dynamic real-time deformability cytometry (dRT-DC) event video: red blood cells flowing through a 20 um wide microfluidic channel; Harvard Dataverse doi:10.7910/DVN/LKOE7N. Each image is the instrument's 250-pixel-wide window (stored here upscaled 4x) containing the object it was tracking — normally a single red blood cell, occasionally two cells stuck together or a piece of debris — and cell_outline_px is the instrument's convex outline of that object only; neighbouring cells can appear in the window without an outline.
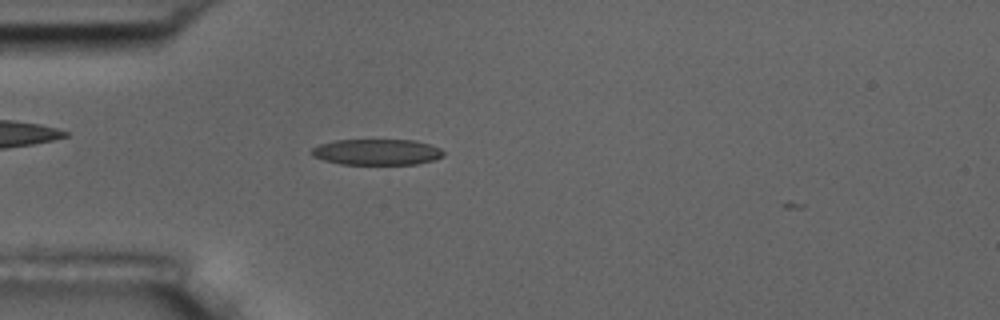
{"species": "common noctule bat (a hibernating species)", "species_latin": "Nyctalus noctula", "temperature_condition": "room temperature", "stored_images_in_passage": 37, "camera_frame_rate_fps": 3000, "um_per_image_px": 0.085, "animal": {"sex": "male", "body_mass_g": 17.5, "forearm_length_mm": 52.3}, "frame": {"image": 1, "passage_image": 1, "time_ms": 0.0, "image_size_px": [1000, 320], "cell_outline_px": [[444, 156], [432, 160], [416, 164], [340, 164], [324, 160], [312, 156], [308, 152], [312, 148], [320, 144], [336, 140], [412, 140], [428, 144], [440, 148], [444, 152]], "centroid_in_image_um": [31.99, 12.92], "position_along_channel_um": 53.0, "area_um2": 19.88}}
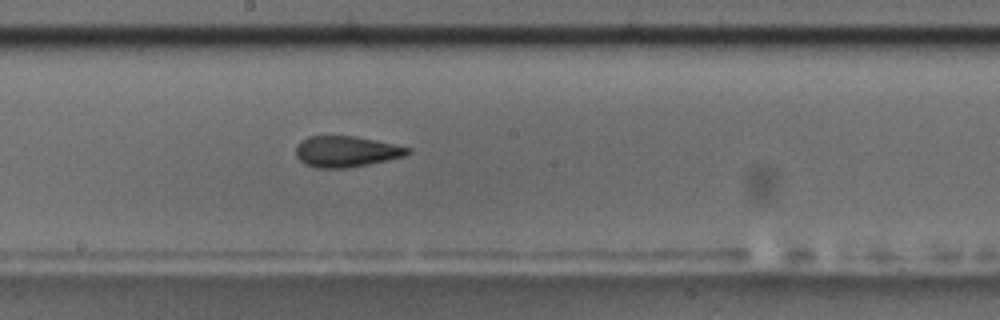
{"frame": {"image": 2, "passage_image": 15, "time_ms": 4.667, "image_size_px": [1000, 320], "cell_outline_px": [[412, 152], [404, 156], [352, 168], [316, 168], [304, 164], [296, 156], [296, 144], [300, 140], [308, 136], [356, 136], [412, 148]], "centroid_in_image_um": [29.41, 12.88], "position_along_channel_um": 218.8, "area_um2": 20.4}}
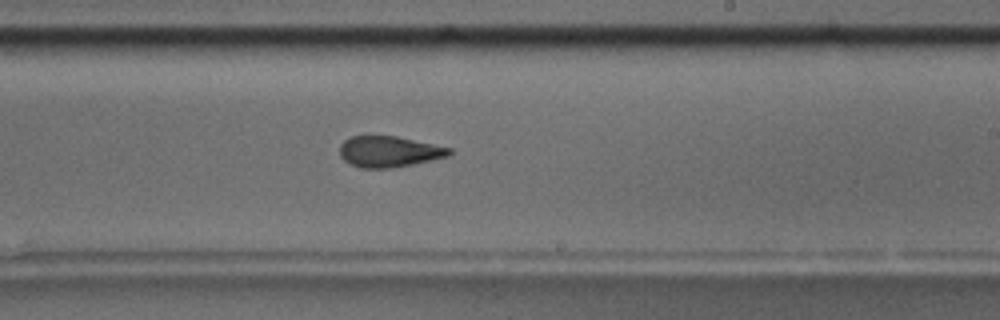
{"frame": {"image": 3, "passage_image": 18, "time_ms": 5.667, "image_size_px": [1000, 320], "cell_outline_px": [[452, 152], [448, 156], [412, 164], [392, 168], [360, 168], [344, 160], [340, 156], [340, 144], [348, 136], [368, 132], [396, 136], [452, 148]], "centroid_in_image_um": [32.99, 12.83], "position_along_channel_um": 256.0, "area_um2": 20.4}, "authors_computed_cell_mechanics": {"area_um2": 20.4034, "velocity_mm_per_s": 3.7272, "shape_relaxation_time_tau1_ms": 10.5951, "shape_relaxation_time_tau2_ms": 2.4253, "deformation_change_tau1": 0.2478, "deformation_change_tau2": 0.1059}}